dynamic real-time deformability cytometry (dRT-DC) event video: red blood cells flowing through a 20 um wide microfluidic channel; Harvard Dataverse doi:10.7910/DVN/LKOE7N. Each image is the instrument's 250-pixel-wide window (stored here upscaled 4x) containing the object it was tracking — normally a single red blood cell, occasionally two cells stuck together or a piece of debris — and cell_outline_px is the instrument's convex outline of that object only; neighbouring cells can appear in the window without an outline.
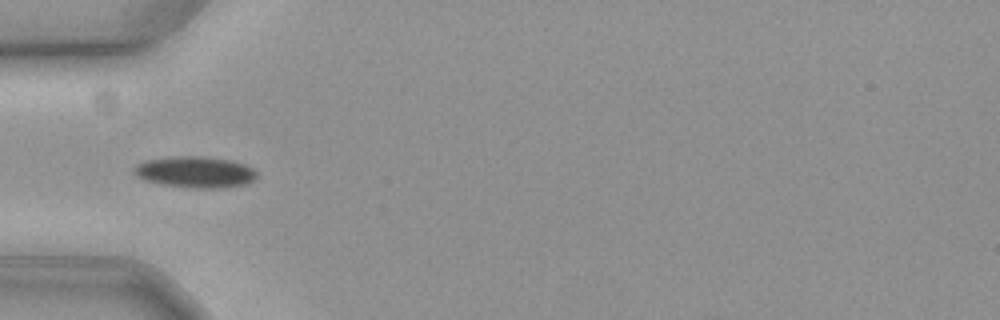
{"species": "common noctule bat (a hibernating species)", "species_latin": "Nyctalus noctula", "temperature_condition": "cold", "stored_images_in_passage": 39, "camera_frame_rate_fps": 3000, "um_per_image_px": 0.085, "animal": {"sex": "female", "body_mass_g": 19.3, "forearm_length_mm": 54.1}, "frame": {"image": 1, "passage_image": 1, "time_ms": 0.0, "image_size_px": [1000, 320], "cell_outline_px": [[256, 176], [252, 180], [244, 184], [220, 188], [192, 188], [160, 184], [144, 180], [136, 176], [132, 172], [132, 168], [136, 164], [144, 160], [176, 156], [196, 156], [232, 160], [244, 164], [252, 168], [256, 172]], "centroid_in_image_um": [16.52, 14.62], "position_along_channel_um": 68.5, "area_um2": 22.43}}
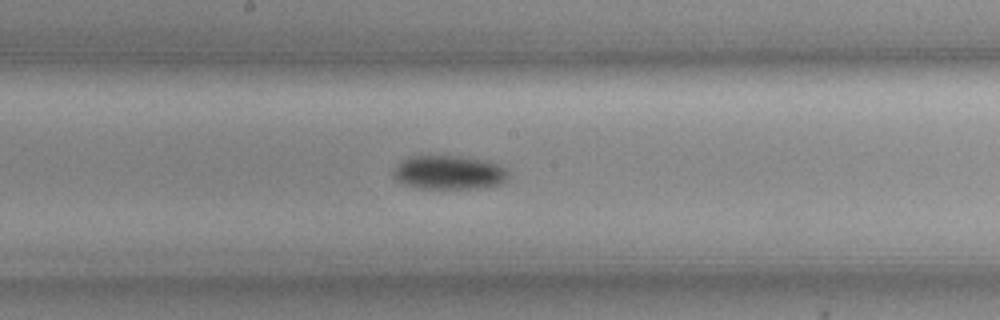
{"frame": {"image": 2, "passage_image": 13, "time_ms": 4.0, "image_size_px": [1000, 320], "cell_outline_px": [[508, 176], [500, 184], [484, 188], [416, 188], [400, 184], [396, 180], [392, 172], [404, 160], [412, 156], [460, 156], [496, 164], [504, 168], [508, 172]], "centroid_in_image_um": [38.13, 14.68], "position_along_channel_um": 210.1, "area_um2": 22.37}}
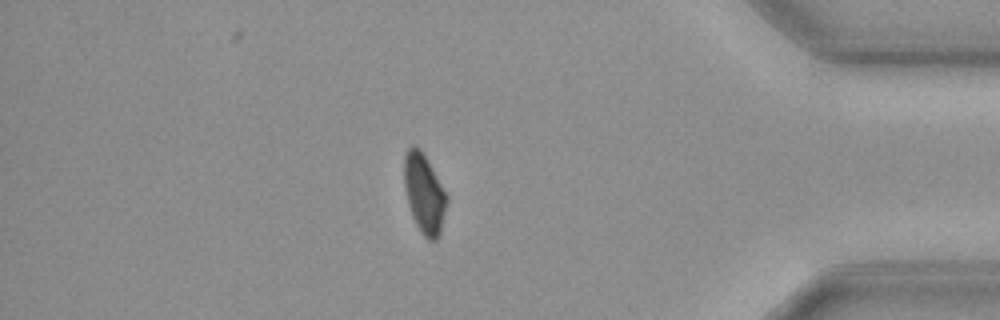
{"frame": {"image": 3, "passage_image": 32, "time_ms": 10.333, "image_size_px": [1000, 320], "cell_outline_px": [[448, 200], [440, 232], [436, 240], [428, 240], [420, 232], [412, 216], [408, 204], [404, 188], [404, 156], [408, 148], [412, 144], [416, 144], [420, 148], [428, 160], [448, 196]], "centroid_in_image_um": [36.05, 16.42], "position_along_channel_um": 399.2, "area_um2": 19.88}, "authors_computed_cell_mechanics": {"area_um2": 21.1548, "velocity_mm_per_s": 3.5626, "shape_relaxation_time_tau1_ms": 4.6297, "shape_relaxation_time_tau2_ms": null, "deformation_change_tau1": 0.1077, "deformation_change_tau2": null}}